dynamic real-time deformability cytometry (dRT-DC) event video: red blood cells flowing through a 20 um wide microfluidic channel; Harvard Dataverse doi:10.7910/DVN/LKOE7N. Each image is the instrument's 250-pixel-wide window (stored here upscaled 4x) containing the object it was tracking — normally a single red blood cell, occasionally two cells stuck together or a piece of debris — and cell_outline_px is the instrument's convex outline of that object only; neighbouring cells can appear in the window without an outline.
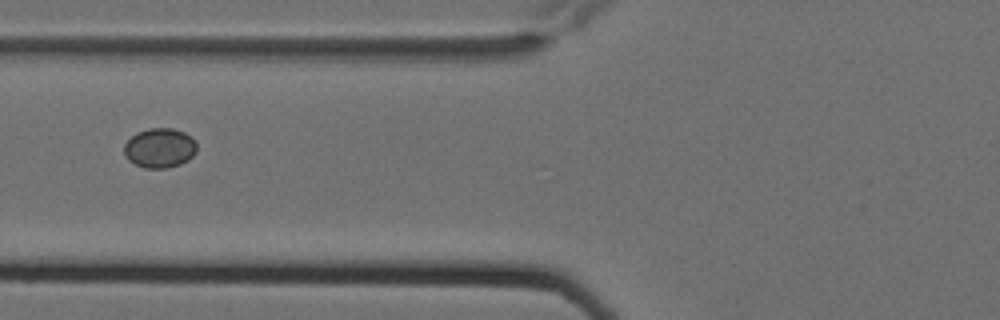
{"species": "Egyptian fruit bat (a non-hibernating species)", "species_latin": "Rousettus aegyptiacus", "temperature_condition": "cold", "stored_images_in_passage": 2, "camera_frame_rate_fps": 3000, "um_per_image_px": 0.085, "animal": {"sex": "female"}, "frame": {"image": 1, "passage_image": 2, "time_ms": 0.333, "image_size_px": [1000, 320], "cell_outline_px": [[196, 152], [188, 160], [180, 164], [164, 168], [144, 168], [128, 160], [124, 156], [124, 144], [136, 132], [148, 128], [172, 128], [184, 132], [192, 136], [196, 140]], "centroid_in_image_um": [13.58, 12.57], "position_along_channel_um": 112.2, "area_um2": 16.94}}